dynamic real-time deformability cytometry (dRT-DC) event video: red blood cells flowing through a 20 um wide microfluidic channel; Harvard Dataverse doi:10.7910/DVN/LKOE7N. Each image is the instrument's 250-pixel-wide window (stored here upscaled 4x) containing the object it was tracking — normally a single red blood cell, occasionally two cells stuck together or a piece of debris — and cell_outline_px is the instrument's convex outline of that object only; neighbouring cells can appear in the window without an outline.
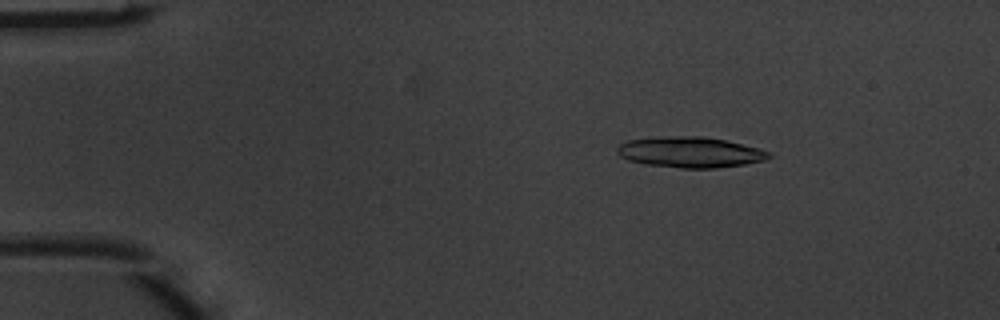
{"species": "common noctule bat (a hibernating species)", "species_latin": "Nyctalus noctula", "temperature_condition": "warm", "stored_images_in_passage": 5, "camera_frame_rate_fps": 3000, "um_per_image_px": 0.085, "animal": {"sex": "male", "body_mass_g": 20.1, "forearm_length_mm": 53.5}, "frame": {"image": 1, "passage_image": 3, "time_ms": 0.667, "image_size_px": [1000, 320], "cell_outline_px": [[772, 156], [764, 160], [744, 164], [716, 168], [680, 168], [644, 164], [628, 160], [620, 156], [616, 152], [616, 148], [620, 144], [628, 140], [656, 136], [704, 136], [728, 140], [760, 148], [772, 152]], "centroid_in_image_um": [58.67, 12.92], "position_along_channel_um": 26.3, "area_um2": 27.57}}